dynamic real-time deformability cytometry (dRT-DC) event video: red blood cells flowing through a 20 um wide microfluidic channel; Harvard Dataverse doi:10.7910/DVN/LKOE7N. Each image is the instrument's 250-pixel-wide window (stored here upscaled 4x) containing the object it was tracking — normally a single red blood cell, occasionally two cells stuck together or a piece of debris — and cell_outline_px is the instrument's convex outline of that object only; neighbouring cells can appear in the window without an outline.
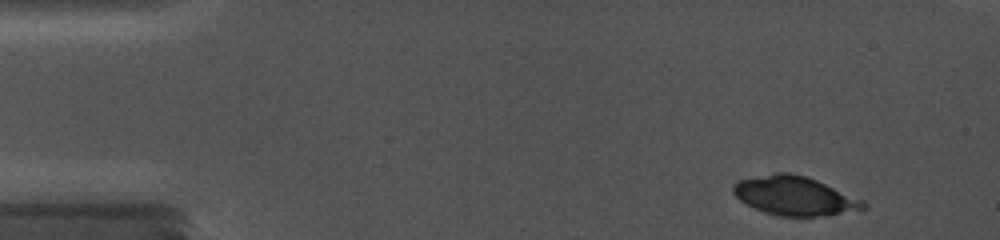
{"species": "common noctule bat (a hibernating species)", "species_latin": "Nyctalus noctula", "temperature_condition": "cold", "stored_images_in_passage": 9, "camera_frame_rate_fps": 5000, "um_per_image_px": 0.085, "animal": {"sex": "female", "body_mass_g": 19.0, "forearm_length_mm": 56.7}, "frame": {"image": 1, "passage_image": 2, "time_ms": 0.2, "image_size_px": [1000, 240], "cell_outline_px": [[868, 208], [860, 212], [828, 216], [780, 216], [764, 212], [740, 200], [732, 192], [732, 184], [736, 180], [776, 172], [788, 172], [808, 176], [864, 200], [868, 204]], "centroid_in_image_um": [67.62, 16.65], "position_along_channel_um": 17.4, "area_um2": 30.23}}